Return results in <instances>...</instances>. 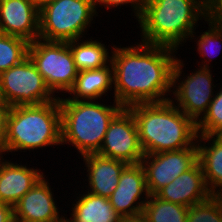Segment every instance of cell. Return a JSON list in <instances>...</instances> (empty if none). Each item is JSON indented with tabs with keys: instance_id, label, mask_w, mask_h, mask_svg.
<instances>
[{
	"instance_id": "cell-1",
	"label": "cell",
	"mask_w": 222,
	"mask_h": 222,
	"mask_svg": "<svg viewBox=\"0 0 222 222\" xmlns=\"http://www.w3.org/2000/svg\"><path fill=\"white\" fill-rule=\"evenodd\" d=\"M114 100L122 107L170 99L176 49L144 42L112 47Z\"/></svg>"
},
{
	"instance_id": "cell-2",
	"label": "cell",
	"mask_w": 222,
	"mask_h": 222,
	"mask_svg": "<svg viewBox=\"0 0 222 222\" xmlns=\"http://www.w3.org/2000/svg\"><path fill=\"white\" fill-rule=\"evenodd\" d=\"M127 108L135 118L144 155L189 148L197 141L196 123L170 100Z\"/></svg>"
},
{
	"instance_id": "cell-3",
	"label": "cell",
	"mask_w": 222,
	"mask_h": 222,
	"mask_svg": "<svg viewBox=\"0 0 222 222\" xmlns=\"http://www.w3.org/2000/svg\"><path fill=\"white\" fill-rule=\"evenodd\" d=\"M201 19L206 20L205 0H144L138 20L141 42L178 50L182 42L194 39V27Z\"/></svg>"
},
{
	"instance_id": "cell-4",
	"label": "cell",
	"mask_w": 222,
	"mask_h": 222,
	"mask_svg": "<svg viewBox=\"0 0 222 222\" xmlns=\"http://www.w3.org/2000/svg\"><path fill=\"white\" fill-rule=\"evenodd\" d=\"M61 144V111L56 100L9 107L1 153L36 150Z\"/></svg>"
},
{
	"instance_id": "cell-5",
	"label": "cell",
	"mask_w": 222,
	"mask_h": 222,
	"mask_svg": "<svg viewBox=\"0 0 222 222\" xmlns=\"http://www.w3.org/2000/svg\"><path fill=\"white\" fill-rule=\"evenodd\" d=\"M61 145L72 144L81 157L97 153L110 121L123 108L114 100L104 105L95 100H59Z\"/></svg>"
},
{
	"instance_id": "cell-6",
	"label": "cell",
	"mask_w": 222,
	"mask_h": 222,
	"mask_svg": "<svg viewBox=\"0 0 222 222\" xmlns=\"http://www.w3.org/2000/svg\"><path fill=\"white\" fill-rule=\"evenodd\" d=\"M97 11L92 0H52L39 8V37L46 41L81 38Z\"/></svg>"
},
{
	"instance_id": "cell-7",
	"label": "cell",
	"mask_w": 222,
	"mask_h": 222,
	"mask_svg": "<svg viewBox=\"0 0 222 222\" xmlns=\"http://www.w3.org/2000/svg\"><path fill=\"white\" fill-rule=\"evenodd\" d=\"M28 57L54 94L67 93L73 87L78 70L66 41L36 39L30 42Z\"/></svg>"
},
{
	"instance_id": "cell-8",
	"label": "cell",
	"mask_w": 222,
	"mask_h": 222,
	"mask_svg": "<svg viewBox=\"0 0 222 222\" xmlns=\"http://www.w3.org/2000/svg\"><path fill=\"white\" fill-rule=\"evenodd\" d=\"M54 95L29 57L0 74V98L9 107L48 103Z\"/></svg>"
},
{
	"instance_id": "cell-9",
	"label": "cell",
	"mask_w": 222,
	"mask_h": 222,
	"mask_svg": "<svg viewBox=\"0 0 222 222\" xmlns=\"http://www.w3.org/2000/svg\"><path fill=\"white\" fill-rule=\"evenodd\" d=\"M182 67H184L183 61L177 57L172 77V87L174 91H171L175 96L174 101H176L177 105L173 99L169 100L197 123L206 113L213 100L215 96L213 88L216 87V85L212 82V71H210V68L203 67H200L198 71L196 70L186 77L184 76L183 80L180 81L179 78L182 77L183 74Z\"/></svg>"
},
{
	"instance_id": "cell-10",
	"label": "cell",
	"mask_w": 222,
	"mask_h": 222,
	"mask_svg": "<svg viewBox=\"0 0 222 222\" xmlns=\"http://www.w3.org/2000/svg\"><path fill=\"white\" fill-rule=\"evenodd\" d=\"M97 154L127 164L141 163L144 153L139 142L135 118L128 108L123 107L110 121Z\"/></svg>"
},
{
	"instance_id": "cell-11",
	"label": "cell",
	"mask_w": 222,
	"mask_h": 222,
	"mask_svg": "<svg viewBox=\"0 0 222 222\" xmlns=\"http://www.w3.org/2000/svg\"><path fill=\"white\" fill-rule=\"evenodd\" d=\"M197 162L198 147L196 142L189 148L144 155L141 165L145 171L149 195H155Z\"/></svg>"
},
{
	"instance_id": "cell-12",
	"label": "cell",
	"mask_w": 222,
	"mask_h": 222,
	"mask_svg": "<svg viewBox=\"0 0 222 222\" xmlns=\"http://www.w3.org/2000/svg\"><path fill=\"white\" fill-rule=\"evenodd\" d=\"M148 197L143 166L141 163L129 164L122 171L119 183L109 197V201L122 218H128L142 215Z\"/></svg>"
},
{
	"instance_id": "cell-13",
	"label": "cell",
	"mask_w": 222,
	"mask_h": 222,
	"mask_svg": "<svg viewBox=\"0 0 222 222\" xmlns=\"http://www.w3.org/2000/svg\"><path fill=\"white\" fill-rule=\"evenodd\" d=\"M43 176L14 206L15 222H65Z\"/></svg>"
},
{
	"instance_id": "cell-14",
	"label": "cell",
	"mask_w": 222,
	"mask_h": 222,
	"mask_svg": "<svg viewBox=\"0 0 222 222\" xmlns=\"http://www.w3.org/2000/svg\"><path fill=\"white\" fill-rule=\"evenodd\" d=\"M0 33L33 42L39 37V7L31 0H0Z\"/></svg>"
},
{
	"instance_id": "cell-15",
	"label": "cell",
	"mask_w": 222,
	"mask_h": 222,
	"mask_svg": "<svg viewBox=\"0 0 222 222\" xmlns=\"http://www.w3.org/2000/svg\"><path fill=\"white\" fill-rule=\"evenodd\" d=\"M155 195L162 200L190 207L209 199L213 194L209 191L201 165L197 162Z\"/></svg>"
},
{
	"instance_id": "cell-16",
	"label": "cell",
	"mask_w": 222,
	"mask_h": 222,
	"mask_svg": "<svg viewBox=\"0 0 222 222\" xmlns=\"http://www.w3.org/2000/svg\"><path fill=\"white\" fill-rule=\"evenodd\" d=\"M0 157V202L14 207L44 176L38 169L15 164Z\"/></svg>"
},
{
	"instance_id": "cell-17",
	"label": "cell",
	"mask_w": 222,
	"mask_h": 222,
	"mask_svg": "<svg viewBox=\"0 0 222 222\" xmlns=\"http://www.w3.org/2000/svg\"><path fill=\"white\" fill-rule=\"evenodd\" d=\"M87 169L88 192L109 198L116 189L122 171L129 165L124 161L111 159L97 153L83 155Z\"/></svg>"
},
{
	"instance_id": "cell-18",
	"label": "cell",
	"mask_w": 222,
	"mask_h": 222,
	"mask_svg": "<svg viewBox=\"0 0 222 222\" xmlns=\"http://www.w3.org/2000/svg\"><path fill=\"white\" fill-rule=\"evenodd\" d=\"M196 143L207 187L213 195H222V135H198Z\"/></svg>"
},
{
	"instance_id": "cell-19",
	"label": "cell",
	"mask_w": 222,
	"mask_h": 222,
	"mask_svg": "<svg viewBox=\"0 0 222 222\" xmlns=\"http://www.w3.org/2000/svg\"><path fill=\"white\" fill-rule=\"evenodd\" d=\"M112 84L114 85V70L110 62L98 69L78 72L74 85L68 92L73 94V97H59V100H97L109 90L111 91Z\"/></svg>"
},
{
	"instance_id": "cell-20",
	"label": "cell",
	"mask_w": 222,
	"mask_h": 222,
	"mask_svg": "<svg viewBox=\"0 0 222 222\" xmlns=\"http://www.w3.org/2000/svg\"><path fill=\"white\" fill-rule=\"evenodd\" d=\"M79 195L70 218L65 217V222H121L122 217L114 210L109 198L88 191Z\"/></svg>"
},
{
	"instance_id": "cell-21",
	"label": "cell",
	"mask_w": 222,
	"mask_h": 222,
	"mask_svg": "<svg viewBox=\"0 0 222 222\" xmlns=\"http://www.w3.org/2000/svg\"><path fill=\"white\" fill-rule=\"evenodd\" d=\"M78 41L79 39L67 41L78 72L98 69L111 62L108 48L103 43L92 39Z\"/></svg>"
},
{
	"instance_id": "cell-22",
	"label": "cell",
	"mask_w": 222,
	"mask_h": 222,
	"mask_svg": "<svg viewBox=\"0 0 222 222\" xmlns=\"http://www.w3.org/2000/svg\"><path fill=\"white\" fill-rule=\"evenodd\" d=\"M188 207L149 195L142 211L147 222H187Z\"/></svg>"
},
{
	"instance_id": "cell-23",
	"label": "cell",
	"mask_w": 222,
	"mask_h": 222,
	"mask_svg": "<svg viewBox=\"0 0 222 222\" xmlns=\"http://www.w3.org/2000/svg\"><path fill=\"white\" fill-rule=\"evenodd\" d=\"M27 40L0 33V74L28 57Z\"/></svg>"
},
{
	"instance_id": "cell-24",
	"label": "cell",
	"mask_w": 222,
	"mask_h": 222,
	"mask_svg": "<svg viewBox=\"0 0 222 222\" xmlns=\"http://www.w3.org/2000/svg\"><path fill=\"white\" fill-rule=\"evenodd\" d=\"M198 135H222V87L211 101L206 113L196 123Z\"/></svg>"
},
{
	"instance_id": "cell-25",
	"label": "cell",
	"mask_w": 222,
	"mask_h": 222,
	"mask_svg": "<svg viewBox=\"0 0 222 222\" xmlns=\"http://www.w3.org/2000/svg\"><path fill=\"white\" fill-rule=\"evenodd\" d=\"M187 222H222V195L188 207Z\"/></svg>"
},
{
	"instance_id": "cell-26",
	"label": "cell",
	"mask_w": 222,
	"mask_h": 222,
	"mask_svg": "<svg viewBox=\"0 0 222 222\" xmlns=\"http://www.w3.org/2000/svg\"><path fill=\"white\" fill-rule=\"evenodd\" d=\"M209 24V30L204 31L200 36H198L199 40L196 42L197 43V50L198 53L201 57H203V61L201 66L203 68H210L209 62L212 61V56H217L218 52L221 48L220 42H222V23L210 21V20H205ZM215 45H218L220 47H217L219 50H215L216 48ZM213 51V52H211ZM215 53V54H214ZM220 53V51H219ZM214 54V55H213ZM209 57V59H205ZM211 59V60H210ZM207 62V63H206Z\"/></svg>"
},
{
	"instance_id": "cell-27",
	"label": "cell",
	"mask_w": 222,
	"mask_h": 222,
	"mask_svg": "<svg viewBox=\"0 0 222 222\" xmlns=\"http://www.w3.org/2000/svg\"><path fill=\"white\" fill-rule=\"evenodd\" d=\"M95 9H98V5L105 6L106 9L118 7L120 5H126L128 3L131 4L132 10L134 11V16H136L137 20L140 19L142 12H143V4L144 0H92Z\"/></svg>"
},
{
	"instance_id": "cell-28",
	"label": "cell",
	"mask_w": 222,
	"mask_h": 222,
	"mask_svg": "<svg viewBox=\"0 0 222 222\" xmlns=\"http://www.w3.org/2000/svg\"><path fill=\"white\" fill-rule=\"evenodd\" d=\"M206 20L222 23V0H205Z\"/></svg>"
},
{
	"instance_id": "cell-29",
	"label": "cell",
	"mask_w": 222,
	"mask_h": 222,
	"mask_svg": "<svg viewBox=\"0 0 222 222\" xmlns=\"http://www.w3.org/2000/svg\"><path fill=\"white\" fill-rule=\"evenodd\" d=\"M9 106L0 98V151L3 148V141L5 137L6 116Z\"/></svg>"
},
{
	"instance_id": "cell-30",
	"label": "cell",
	"mask_w": 222,
	"mask_h": 222,
	"mask_svg": "<svg viewBox=\"0 0 222 222\" xmlns=\"http://www.w3.org/2000/svg\"><path fill=\"white\" fill-rule=\"evenodd\" d=\"M0 222H15L14 207L0 202Z\"/></svg>"
},
{
	"instance_id": "cell-31",
	"label": "cell",
	"mask_w": 222,
	"mask_h": 222,
	"mask_svg": "<svg viewBox=\"0 0 222 222\" xmlns=\"http://www.w3.org/2000/svg\"><path fill=\"white\" fill-rule=\"evenodd\" d=\"M121 222H147V221L142 215H140L136 217L122 218Z\"/></svg>"
},
{
	"instance_id": "cell-32",
	"label": "cell",
	"mask_w": 222,
	"mask_h": 222,
	"mask_svg": "<svg viewBox=\"0 0 222 222\" xmlns=\"http://www.w3.org/2000/svg\"><path fill=\"white\" fill-rule=\"evenodd\" d=\"M31 1L40 8L43 4L52 0H31Z\"/></svg>"
}]
</instances>
